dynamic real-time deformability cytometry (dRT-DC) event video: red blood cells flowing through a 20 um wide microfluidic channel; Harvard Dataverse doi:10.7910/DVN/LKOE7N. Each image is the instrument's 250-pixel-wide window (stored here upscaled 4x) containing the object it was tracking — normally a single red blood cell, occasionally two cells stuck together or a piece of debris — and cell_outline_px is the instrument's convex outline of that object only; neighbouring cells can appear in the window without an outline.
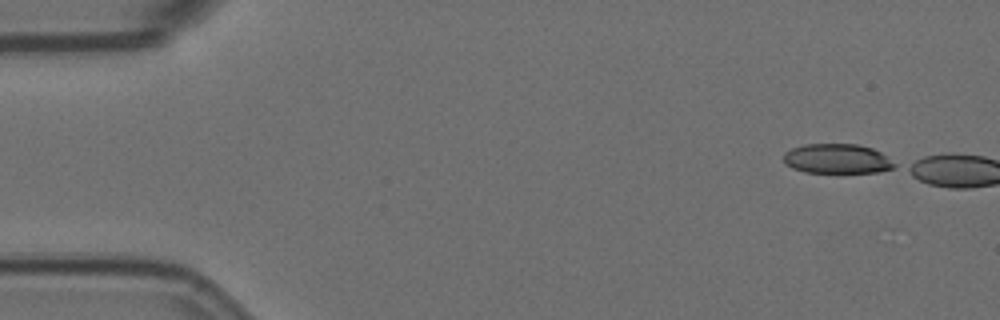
{"species": "Egyptian fruit bat (a non-hibernating species)", "species_latin": "Rousettus aegyptiacus", "temperature_condition": "room temperature", "stored_images_in_passage": 6, "camera_frame_rate_fps": 3000, "um_per_image_px": 0.085, "animal": {"sex": "female"}, "frame": {"image": 1, "passage_image": 1, "time_ms": 0.0, "image_size_px": [1000, 320], "cell_outline_px": [[896, 164], [892, 168], [876, 172], [804, 172], [792, 168], [784, 164], [784, 152], [792, 148], [804, 144], [856, 144], [872, 148], [888, 156]], "centroid_in_image_um": [71.13, 13.49], "position_along_channel_um": 13.9, "area_um2": 19.13}}